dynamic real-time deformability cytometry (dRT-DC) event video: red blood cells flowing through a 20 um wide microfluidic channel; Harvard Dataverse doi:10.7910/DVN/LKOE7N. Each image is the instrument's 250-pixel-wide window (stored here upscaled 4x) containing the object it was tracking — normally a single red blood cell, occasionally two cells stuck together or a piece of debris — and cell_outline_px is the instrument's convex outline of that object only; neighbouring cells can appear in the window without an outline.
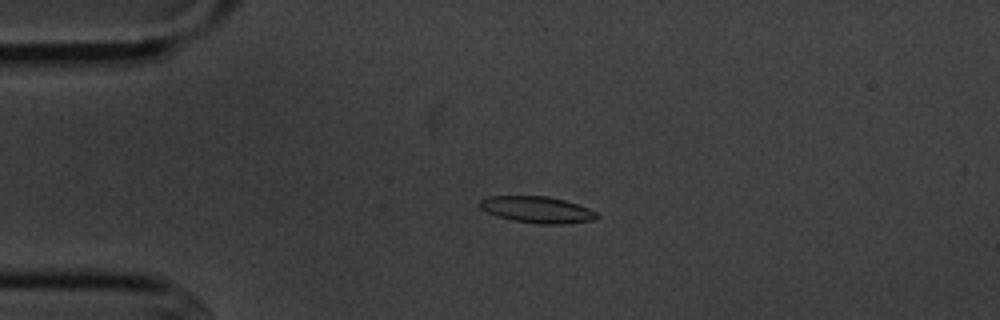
{"species": "common noctule bat (a hibernating species)", "species_latin": "Nyctalus noctula", "temperature_condition": "cold", "stored_images_in_passage": 5, "camera_frame_rate_fps": 3000, "um_per_image_px": 0.085, "animal": {"sex": "male", "body_mass_g": 20.1, "forearm_length_mm": 53.5}, "frame": {"image": 1, "passage_image": 4, "time_ms": 3.333, "image_size_px": [1000, 320], "cell_outline_px": [[600, 216], [596, 220], [564, 224], [536, 224], [512, 220], [496, 216], [480, 208], [480, 200], [488, 196], [548, 196], [564, 200], [588, 208], [596, 212]], "centroid_in_image_um": [45.68, 17.83], "position_along_channel_um": 39.3, "area_um2": 18.15}}